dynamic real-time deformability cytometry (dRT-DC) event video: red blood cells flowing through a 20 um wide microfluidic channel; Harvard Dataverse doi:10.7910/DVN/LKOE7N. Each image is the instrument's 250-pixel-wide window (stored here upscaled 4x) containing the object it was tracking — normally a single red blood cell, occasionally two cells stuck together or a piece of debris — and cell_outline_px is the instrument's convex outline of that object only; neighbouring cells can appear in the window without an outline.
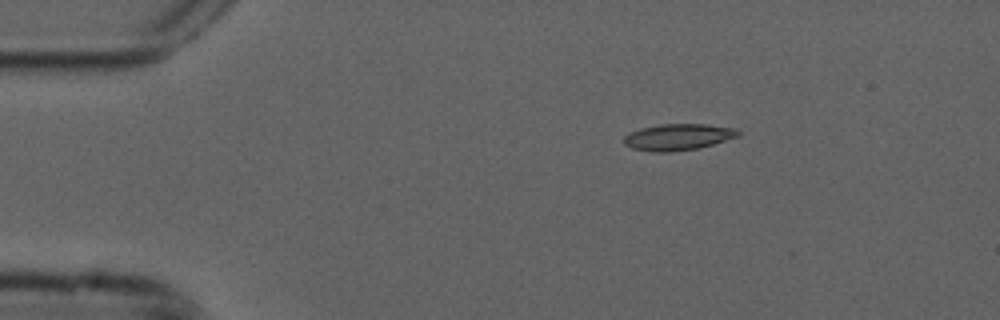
{"species": "common noctule bat (a hibernating species)", "species_latin": "Nyctalus noctula", "temperature_condition": "cold", "stored_images_in_passage": 3, "camera_frame_rate_fps": 3000, "um_per_image_px": 0.085, "animal": {"sex": "male", "forearm_length_mm": 52.5}, "frame": {"image": 1, "passage_image": 1, "time_ms": 0.0, "image_size_px": [1000, 320], "cell_outline_px": [[740, 136], [712, 144], [696, 148], [668, 152], [652, 152], [632, 148], [624, 144], [624, 136], [640, 128], [660, 124], [708, 124], [736, 128], [740, 132]], "centroid_in_image_um": [57.64, 11.64], "position_along_channel_um": 27.4, "area_um2": 17.51}}
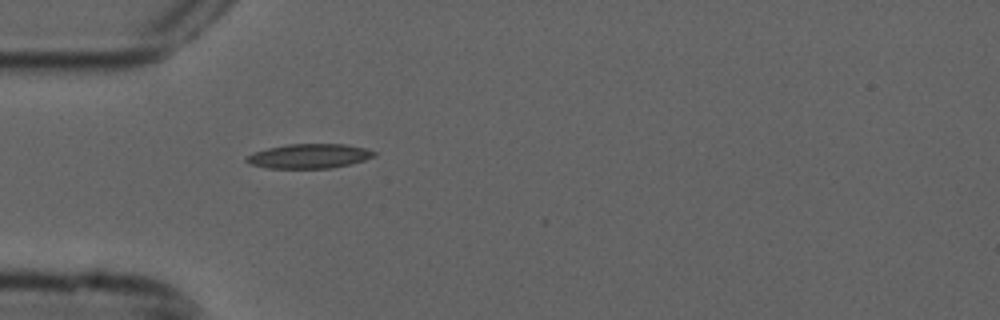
{"frame": {"image": 2, "passage_image": 3, "time_ms": 0.667, "image_size_px": [1000, 320], "cell_outline_px": [[376, 156], [364, 160], [332, 168], [268, 168], [248, 164], [244, 160], [244, 156], [252, 152], [268, 148], [288, 144], [344, 144], [364, 148], [376, 152]], "centroid_in_image_um": [26.21, 13.27], "position_along_channel_um": 58.8, "area_um2": 18.26}}